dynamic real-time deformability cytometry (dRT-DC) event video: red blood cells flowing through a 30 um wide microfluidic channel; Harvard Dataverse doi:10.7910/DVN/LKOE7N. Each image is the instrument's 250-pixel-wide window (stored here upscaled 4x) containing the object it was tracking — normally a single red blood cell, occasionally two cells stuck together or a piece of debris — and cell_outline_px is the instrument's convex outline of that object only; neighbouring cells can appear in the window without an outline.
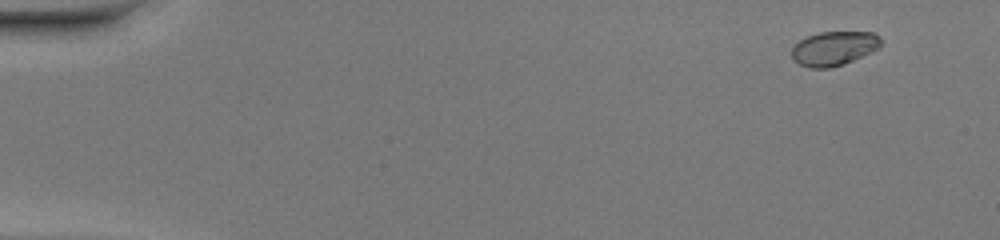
{"species": "common noctule bat (a hibernating species)", "species_latin": "Nyctalus noctula", "temperature_condition": "warm", "stored_images_in_passage": 51, "camera_frame_rate_fps": 3000, "um_per_image_px": 0.085, "animal": {"sex": "female", "body_mass_g": 20.0, "forearm_length_mm": 54.0}, "frame": {"image": 1, "passage_image": 5, "time_ms": 1.333, "image_size_px": [1000, 240], "cell_outline_px": [[880, 48], [872, 52], [844, 64], [828, 68], [812, 68], [800, 64], [792, 60], [792, 48], [800, 40], [808, 36], [820, 32], [872, 32], [880, 36]], "centroid_in_image_um": [70.9, 4.12], "position_along_channel_um": 14.1, "area_um2": 17.74}}
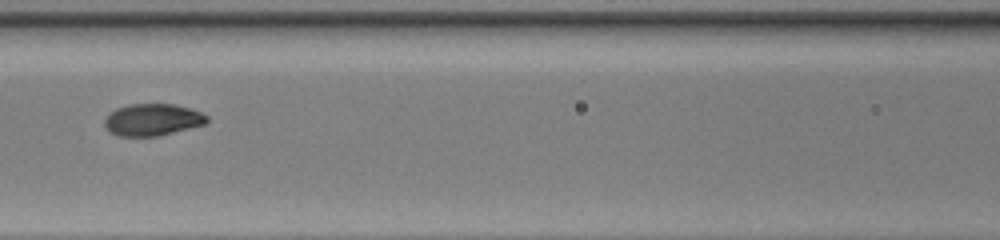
{"frame": {"image": 2, "passage_image": 25, "time_ms": 8.0, "image_size_px": [1000, 240], "cell_outline_px": [[208, 120], [204, 124], [156, 136], [120, 136], [108, 132], [104, 124], [104, 120], [108, 112], [116, 108], [128, 104], [172, 104], [188, 108], [200, 112], [208, 116]], "centroid_in_image_um": [12.89, 10.17], "position_along_channel_um": 153.7, "area_um2": 18.96}}
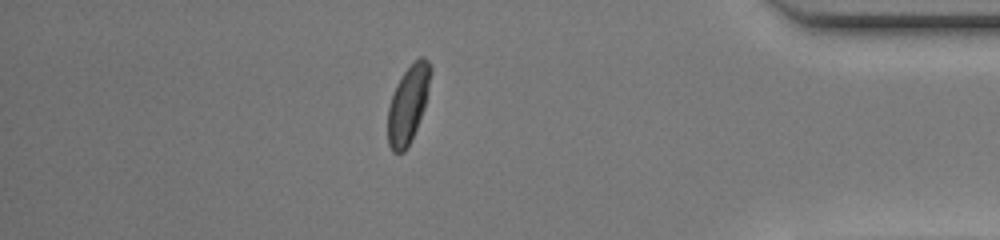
{"frame": {"image": 3, "passage_image": 45, "time_ms": 14.667, "image_size_px": [1000, 240], "cell_outline_px": [[432, 72], [424, 108], [416, 128], [404, 152], [392, 152], [388, 144], [388, 108], [396, 84], [412, 60], [420, 56], [424, 56], [428, 60], [432, 68]], "centroid_in_image_um": [34.7, 8.79], "position_along_channel_um": 400.5, "area_um2": 19.25}, "authors_computed_cell_mechanics": {"area_um2": 18.9006, "velocity_mm_per_s": 4.1966, "shape_relaxation_time_tau1_ms": 2.9247, "shape_relaxation_time_tau2_ms": null, "deformation_change_tau1": 0.1674, "deformation_change_tau2": null}}